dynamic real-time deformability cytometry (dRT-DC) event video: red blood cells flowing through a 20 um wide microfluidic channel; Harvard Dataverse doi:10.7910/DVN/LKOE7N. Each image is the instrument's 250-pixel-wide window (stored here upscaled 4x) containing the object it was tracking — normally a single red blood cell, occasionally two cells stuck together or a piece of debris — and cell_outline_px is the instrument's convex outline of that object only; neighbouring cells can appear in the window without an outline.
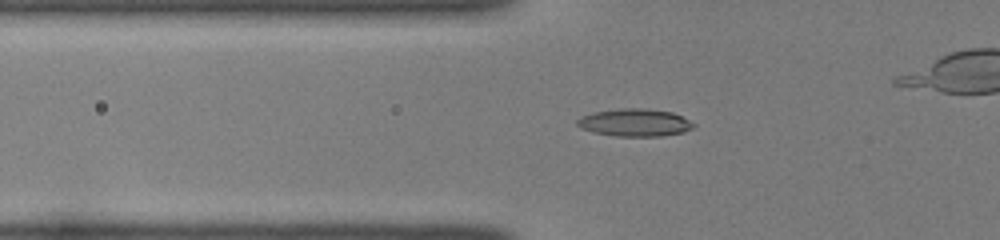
{"species": "common noctule bat (a hibernating species)", "species_latin": "Nyctalus noctula", "temperature_condition": "room temperature", "stored_images_in_passage": 11, "camera_frame_rate_fps": 3000, "um_per_image_px": 0.085, "animal": {"sex": "female", "body_mass_g": 22.0, "forearm_length_mm": 56.7}, "frame": {"image": 1, "passage_image": 2, "time_ms": 0.333, "image_size_px": [1000, 240], "cell_outline_px": [[696, 124], [692, 128], [684, 132], [660, 136], [616, 136], [596, 132], [580, 128], [576, 124], [576, 120], [580, 116], [592, 112], [620, 108], [644, 108], [672, 112]], "centroid_in_image_um": [53.93, 10.41], "position_along_channel_um": 71.9, "area_um2": 18.67}}
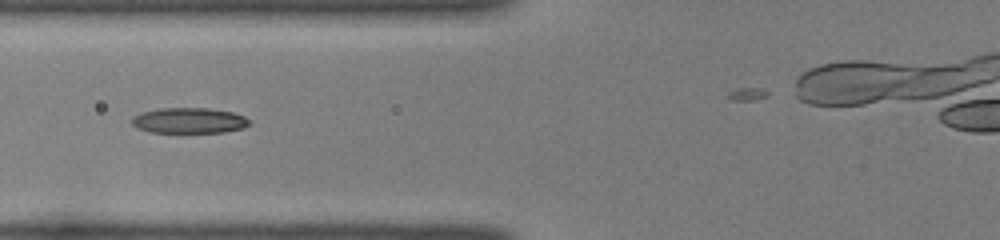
{"frame": {"image": 2, "passage_image": 5, "time_ms": 1.333, "image_size_px": [1000, 240], "cell_outline_px": [[252, 124], [244, 128], [224, 132], [152, 132], [136, 128], [132, 124], [132, 116], [144, 112], [160, 108], [208, 108], [232, 112], [244, 116]], "centroid_in_image_um": [16.09, 10.25], "position_along_channel_um": 109.7, "area_um2": 17.46}}
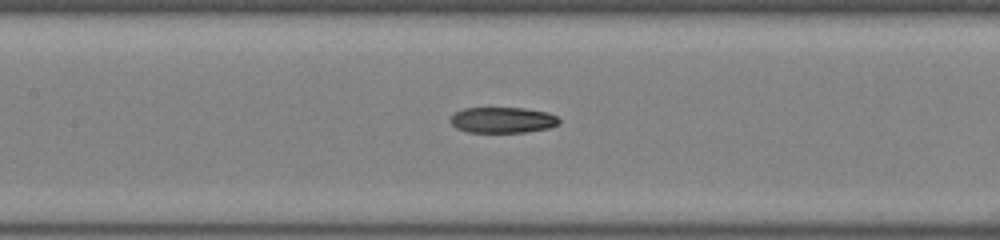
{"frame": {"image": 3, "passage_image": 9, "time_ms": 2.667, "image_size_px": [1000, 240], "cell_outline_px": [[560, 124], [548, 128], [528, 132], [468, 132], [456, 128], [448, 120], [456, 112], [464, 108], [524, 108], [548, 112], [556, 116], [560, 120]], "centroid_in_image_um": [42.73, 10.2], "position_along_channel_um": 164.7, "area_um2": 16.42}}